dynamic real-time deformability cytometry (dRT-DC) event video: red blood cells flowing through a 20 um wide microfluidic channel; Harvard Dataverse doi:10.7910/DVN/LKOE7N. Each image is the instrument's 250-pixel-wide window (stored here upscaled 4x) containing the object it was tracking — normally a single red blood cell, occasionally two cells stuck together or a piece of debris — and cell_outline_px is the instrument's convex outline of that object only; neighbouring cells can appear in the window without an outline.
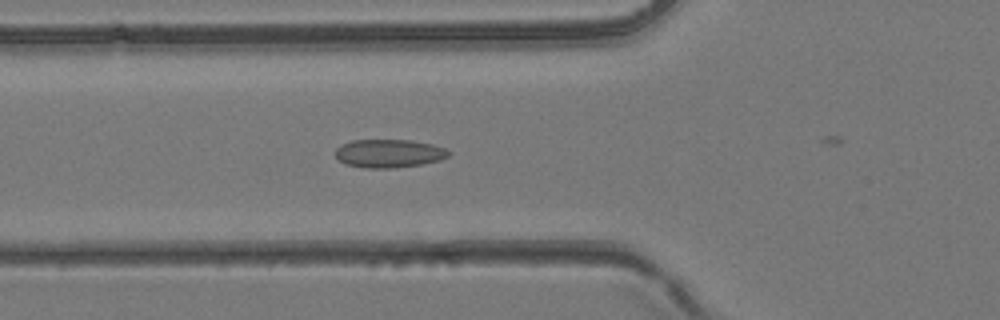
{"species": "common noctule bat (a hibernating species)", "species_latin": "Nyctalus noctula", "temperature_condition": "room temperature", "stored_images_in_passage": 5, "camera_frame_rate_fps": 3000, "um_per_image_px": 0.085, "animal": {"sex": "female", "body_mass_g": 24.6, "forearm_length_mm": 56.2}, "frame": {"image": 1, "passage_image": 2, "time_ms": 0.333, "image_size_px": [1000, 320], "cell_outline_px": [[452, 152], [448, 156], [440, 160], [420, 164], [396, 168], [364, 168], [344, 164], [336, 156], [336, 148], [340, 144], [352, 140], [412, 140], [432, 144], [444, 148]], "centroid_in_image_um": [33.05, 13.04], "position_along_channel_um": 92.8, "area_um2": 18.79}}
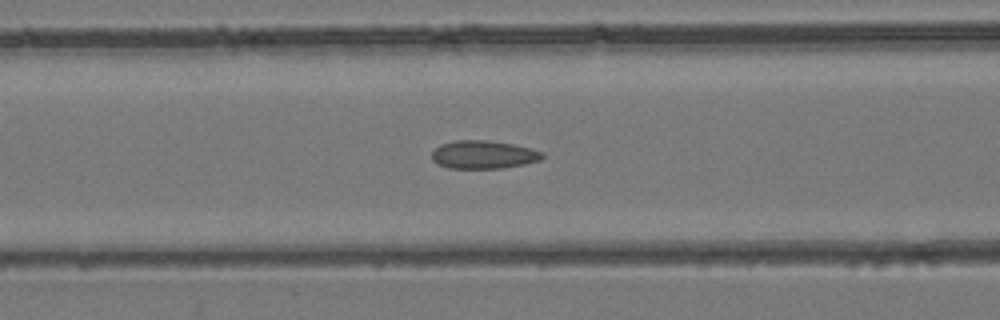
{"frame": {"image": 2, "passage_image": 4, "time_ms": 1.0, "image_size_px": [1000, 320], "cell_outline_px": [[544, 156], [540, 160], [524, 164], [500, 168], [448, 168], [436, 164], [432, 160], [432, 152], [440, 144], [456, 140], [484, 140], [512, 144], [532, 148], [544, 152]], "centroid_in_image_um": [41.08, 13.14], "position_along_channel_um": 125.5, "area_um2": 18.15}}